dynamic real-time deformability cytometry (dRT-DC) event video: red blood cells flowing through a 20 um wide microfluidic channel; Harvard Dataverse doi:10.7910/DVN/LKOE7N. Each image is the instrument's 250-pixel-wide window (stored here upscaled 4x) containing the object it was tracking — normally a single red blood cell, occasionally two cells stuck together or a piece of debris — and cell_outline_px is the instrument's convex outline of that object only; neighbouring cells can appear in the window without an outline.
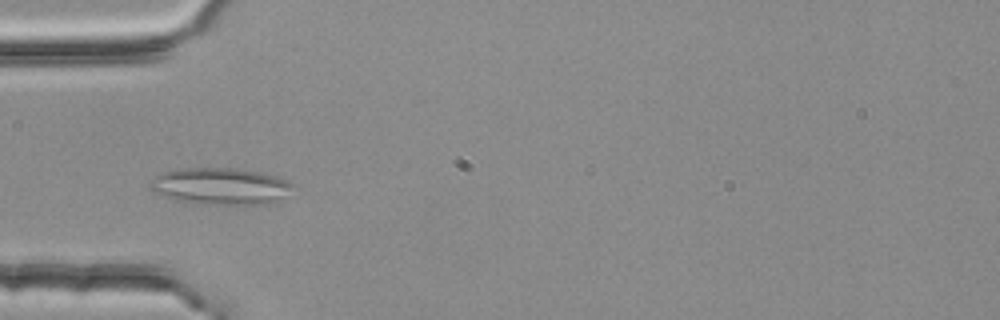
{"species": "common noctule bat (a hibernating species)", "species_latin": "Nyctalus noctula", "temperature_condition": "room temperature", "stored_images_in_passage": 4, "camera_frame_rate_fps": 3000, "um_per_image_px": 0.085, "animal": {"sex": "female", "body_mass_g": 25.1}, "frame": {"image": 1, "passage_image": 3, "time_ms": 0.667, "image_size_px": [1000, 320], "cell_outline_px": [[296, 184], [276, 204], [196, 204], [176, 200], [152, 192], [148, 188], [148, 180], [152, 176], [164, 172], [180, 168], [236, 168], [260, 172], [276, 176]], "centroid_in_image_um": [18.7, 15.83], "position_along_channel_um": 66.3, "area_um2": 31.15}}